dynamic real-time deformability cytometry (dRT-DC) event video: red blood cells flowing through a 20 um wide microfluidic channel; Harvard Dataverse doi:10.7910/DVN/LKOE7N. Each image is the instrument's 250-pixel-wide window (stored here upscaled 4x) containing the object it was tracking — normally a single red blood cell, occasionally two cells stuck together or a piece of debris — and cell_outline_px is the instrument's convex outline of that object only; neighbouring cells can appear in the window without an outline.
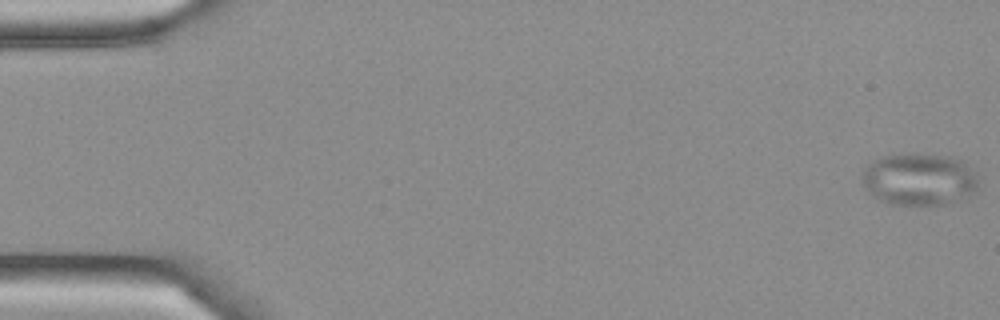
{"species": "Egyptian fruit bat (a non-hibernating species)", "species_latin": "Rousettus aegyptiacus", "temperature_condition": "cold", "stored_images_in_passage": 6, "camera_frame_rate_fps": 3000, "um_per_image_px": 0.085, "frame": {"image": 1, "passage_image": 1, "time_ms": 0.0, "image_size_px": [1000, 320], "cell_outline_px": [[976, 188], [968, 196], [948, 204], [888, 204], [880, 200], [860, 184], [860, 172], [868, 164], [884, 156], [912, 152], [916, 152], [952, 156], [964, 160], [976, 172]], "centroid_in_image_um": [78.11, 15.2], "position_along_channel_um": 6.9, "area_um2": 35.95}}